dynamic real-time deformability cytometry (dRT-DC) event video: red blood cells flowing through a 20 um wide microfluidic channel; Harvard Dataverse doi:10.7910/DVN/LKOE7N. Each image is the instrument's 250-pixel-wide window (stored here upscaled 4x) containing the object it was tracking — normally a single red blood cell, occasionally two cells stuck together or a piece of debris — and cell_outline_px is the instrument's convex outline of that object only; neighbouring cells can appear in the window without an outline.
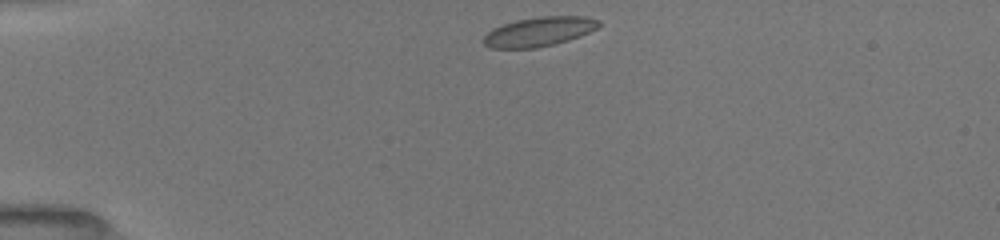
{"species": "common noctule bat (a hibernating species)", "species_latin": "Nyctalus noctula", "temperature_condition": "room temperature", "stored_images_in_passage": 40, "camera_frame_rate_fps": 3000, "um_per_image_px": 0.085, "animal": {"sex": "female", "body_mass_g": 19.5, "forearm_length_mm": 54.1}, "frame": {"image": 1, "passage_image": 1, "time_ms": 0.0, "image_size_px": [1000, 240], "cell_outline_px": [[600, 24], [596, 28], [580, 36], [556, 44], [536, 48], [492, 48], [484, 44], [480, 40], [492, 28], [516, 20], [540, 16], [584, 16], [600, 20]], "centroid_in_image_um": [45.8, 2.69], "position_along_channel_um": 39.2, "area_um2": 19.77}}
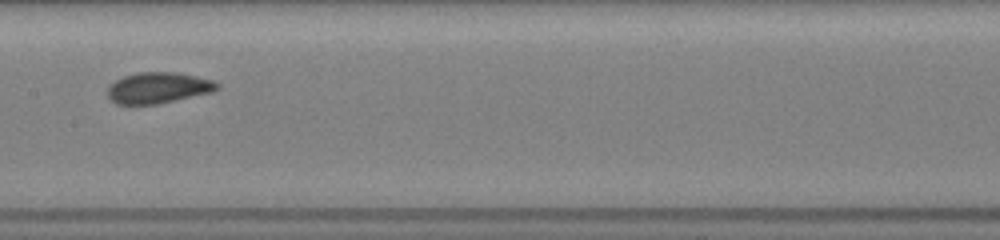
{"frame": {"image": 2, "passage_image": 16, "time_ms": 5.0, "image_size_px": [1000, 240], "cell_outline_px": [[220, 88], [212, 92], [160, 104], [116, 104], [108, 96], [108, 84], [124, 76], [136, 72], [176, 72], [216, 80], [220, 84]], "centroid_in_image_um": [13.48, 7.46], "position_along_channel_um": 193.9, "area_um2": 20.06}}
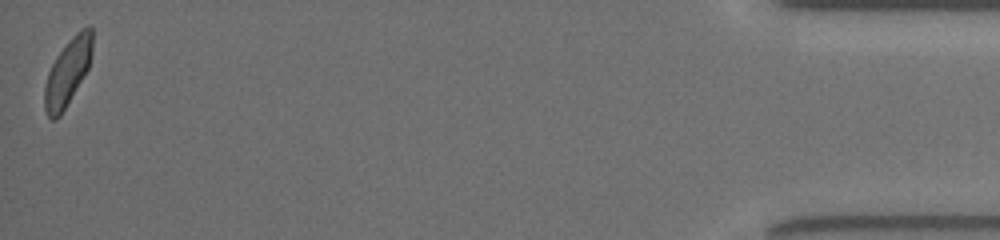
{"frame": {"image": 3, "passage_image": 40, "time_ms": 13.0, "image_size_px": [1000, 240], "cell_outline_px": [[92, 56], [88, 68], [60, 116], [56, 120], [52, 120], [48, 116], [44, 108], [44, 88], [48, 72], [56, 56], [72, 36], [80, 28], [88, 24], [92, 28]], "centroid_in_image_um": [5.75, 6.1], "position_along_channel_um": 429.5, "area_um2": 18.5}, "authors_computed_cell_mechanics": {"area_um2": 19.2185, "velocity_mm_per_s": 3.9964, "shape_relaxation_time_tau1_ms": 2.6807, "shape_relaxation_time_tau2_ms": 0.888, "deformation_change_tau1": 0.0913, "deformation_change_tau2": 0.0423}}